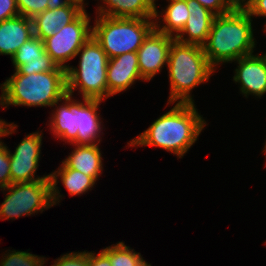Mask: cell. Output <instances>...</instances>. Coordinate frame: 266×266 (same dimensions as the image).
I'll list each match as a JSON object with an SVG mask.
<instances>
[{"label":"cell","instance_id":"1","mask_svg":"<svg viewBox=\"0 0 266 266\" xmlns=\"http://www.w3.org/2000/svg\"><path fill=\"white\" fill-rule=\"evenodd\" d=\"M151 126L127 144L130 147H159L182 158L206 126L194 103H176Z\"/></svg>","mask_w":266,"mask_h":266},{"label":"cell","instance_id":"2","mask_svg":"<svg viewBox=\"0 0 266 266\" xmlns=\"http://www.w3.org/2000/svg\"><path fill=\"white\" fill-rule=\"evenodd\" d=\"M252 17L247 11H230L215 15L203 51L215 69L253 54L256 48Z\"/></svg>","mask_w":266,"mask_h":266},{"label":"cell","instance_id":"3","mask_svg":"<svg viewBox=\"0 0 266 266\" xmlns=\"http://www.w3.org/2000/svg\"><path fill=\"white\" fill-rule=\"evenodd\" d=\"M168 79L170 94L168 105L177 103H194L191 91L201 83L209 81L214 69L202 46L182 43L174 39L169 49Z\"/></svg>","mask_w":266,"mask_h":266},{"label":"cell","instance_id":"4","mask_svg":"<svg viewBox=\"0 0 266 266\" xmlns=\"http://www.w3.org/2000/svg\"><path fill=\"white\" fill-rule=\"evenodd\" d=\"M0 106L52 107L67 94L66 71L13 74L0 84Z\"/></svg>","mask_w":266,"mask_h":266},{"label":"cell","instance_id":"5","mask_svg":"<svg viewBox=\"0 0 266 266\" xmlns=\"http://www.w3.org/2000/svg\"><path fill=\"white\" fill-rule=\"evenodd\" d=\"M79 68L66 69L67 93L76 88L83 98L105 100L108 98L107 65L109 58L101 45L91 36L77 52Z\"/></svg>","mask_w":266,"mask_h":266},{"label":"cell","instance_id":"6","mask_svg":"<svg viewBox=\"0 0 266 266\" xmlns=\"http://www.w3.org/2000/svg\"><path fill=\"white\" fill-rule=\"evenodd\" d=\"M154 18H118L99 16L92 26V36L108 58L137 52L144 39L155 28Z\"/></svg>","mask_w":266,"mask_h":266},{"label":"cell","instance_id":"7","mask_svg":"<svg viewBox=\"0 0 266 266\" xmlns=\"http://www.w3.org/2000/svg\"><path fill=\"white\" fill-rule=\"evenodd\" d=\"M9 191L0 204V219L15 220L22 216L43 212L51 207L50 179L12 183L1 191Z\"/></svg>","mask_w":266,"mask_h":266},{"label":"cell","instance_id":"8","mask_svg":"<svg viewBox=\"0 0 266 266\" xmlns=\"http://www.w3.org/2000/svg\"><path fill=\"white\" fill-rule=\"evenodd\" d=\"M86 11L44 40L45 51L60 67L67 69L66 63L76 58L82 45L92 36L91 19Z\"/></svg>","mask_w":266,"mask_h":266},{"label":"cell","instance_id":"9","mask_svg":"<svg viewBox=\"0 0 266 266\" xmlns=\"http://www.w3.org/2000/svg\"><path fill=\"white\" fill-rule=\"evenodd\" d=\"M42 135V131L25 135L15 152L11 153L9 149L11 184L50 179L49 175L35 176L40 162Z\"/></svg>","mask_w":266,"mask_h":266},{"label":"cell","instance_id":"10","mask_svg":"<svg viewBox=\"0 0 266 266\" xmlns=\"http://www.w3.org/2000/svg\"><path fill=\"white\" fill-rule=\"evenodd\" d=\"M175 37L157 31L155 28L144 39L138 49V64L141 77L150 81L167 65L169 49Z\"/></svg>","mask_w":266,"mask_h":266},{"label":"cell","instance_id":"11","mask_svg":"<svg viewBox=\"0 0 266 266\" xmlns=\"http://www.w3.org/2000/svg\"><path fill=\"white\" fill-rule=\"evenodd\" d=\"M14 74L29 75L48 71H66L45 51L44 41L35 35L22 44L11 58Z\"/></svg>","mask_w":266,"mask_h":266},{"label":"cell","instance_id":"12","mask_svg":"<svg viewBox=\"0 0 266 266\" xmlns=\"http://www.w3.org/2000/svg\"><path fill=\"white\" fill-rule=\"evenodd\" d=\"M234 62L238 63L233 81L240 84V92L248 98L249 95L257 98L266 94V53L264 55L251 54L241 57Z\"/></svg>","mask_w":266,"mask_h":266},{"label":"cell","instance_id":"13","mask_svg":"<svg viewBox=\"0 0 266 266\" xmlns=\"http://www.w3.org/2000/svg\"><path fill=\"white\" fill-rule=\"evenodd\" d=\"M137 80L145 81L140 75L136 52L121 54L109 59L107 65L108 97L126 91Z\"/></svg>","mask_w":266,"mask_h":266},{"label":"cell","instance_id":"14","mask_svg":"<svg viewBox=\"0 0 266 266\" xmlns=\"http://www.w3.org/2000/svg\"><path fill=\"white\" fill-rule=\"evenodd\" d=\"M187 7L190 15L184 28L175 39L182 43L203 46L207 40L215 14L203 7L197 0H187Z\"/></svg>","mask_w":266,"mask_h":266},{"label":"cell","instance_id":"15","mask_svg":"<svg viewBox=\"0 0 266 266\" xmlns=\"http://www.w3.org/2000/svg\"><path fill=\"white\" fill-rule=\"evenodd\" d=\"M73 96L66 94L61 101L55 102L52 107L53 111L50 118V131L55 138L63 140L74 146L77 144V100ZM63 101V102H62ZM65 101V102H64ZM59 102H62L60 105ZM60 106H58V105ZM57 105V106H56ZM57 107V108H56Z\"/></svg>","mask_w":266,"mask_h":266},{"label":"cell","instance_id":"16","mask_svg":"<svg viewBox=\"0 0 266 266\" xmlns=\"http://www.w3.org/2000/svg\"><path fill=\"white\" fill-rule=\"evenodd\" d=\"M77 101V144H100L101 118L97 111L104 100L83 98ZM81 101V102H80Z\"/></svg>","mask_w":266,"mask_h":266},{"label":"cell","instance_id":"17","mask_svg":"<svg viewBox=\"0 0 266 266\" xmlns=\"http://www.w3.org/2000/svg\"><path fill=\"white\" fill-rule=\"evenodd\" d=\"M83 11V8L72 2L58 9H47L32 19L34 35L44 41L74 21Z\"/></svg>","mask_w":266,"mask_h":266},{"label":"cell","instance_id":"18","mask_svg":"<svg viewBox=\"0 0 266 266\" xmlns=\"http://www.w3.org/2000/svg\"><path fill=\"white\" fill-rule=\"evenodd\" d=\"M33 36L30 18L18 15L0 22V55H9L11 59L19 47Z\"/></svg>","mask_w":266,"mask_h":266},{"label":"cell","instance_id":"19","mask_svg":"<svg viewBox=\"0 0 266 266\" xmlns=\"http://www.w3.org/2000/svg\"><path fill=\"white\" fill-rule=\"evenodd\" d=\"M49 177L51 182V201L54 206L59 204L60 198L62 199L63 196L60 194L58 189L59 187L57 186L59 183V180L57 179L59 177L71 197L91 191L97 181L94 177L87 176L80 171L70 169L63 162L60 167H58L57 171H53L49 174Z\"/></svg>","mask_w":266,"mask_h":266},{"label":"cell","instance_id":"20","mask_svg":"<svg viewBox=\"0 0 266 266\" xmlns=\"http://www.w3.org/2000/svg\"><path fill=\"white\" fill-rule=\"evenodd\" d=\"M103 1V2H102ZM99 16L118 18H154L156 0H101Z\"/></svg>","mask_w":266,"mask_h":266},{"label":"cell","instance_id":"21","mask_svg":"<svg viewBox=\"0 0 266 266\" xmlns=\"http://www.w3.org/2000/svg\"><path fill=\"white\" fill-rule=\"evenodd\" d=\"M74 145V150L62 162L70 169L80 171L98 180L103 171V157L101 156L99 144Z\"/></svg>","mask_w":266,"mask_h":266},{"label":"cell","instance_id":"22","mask_svg":"<svg viewBox=\"0 0 266 266\" xmlns=\"http://www.w3.org/2000/svg\"><path fill=\"white\" fill-rule=\"evenodd\" d=\"M189 15L187 0H168L166 9L161 11L155 5L154 27L161 33L176 37L184 28ZM162 22L163 25L160 24Z\"/></svg>","mask_w":266,"mask_h":266},{"label":"cell","instance_id":"23","mask_svg":"<svg viewBox=\"0 0 266 266\" xmlns=\"http://www.w3.org/2000/svg\"><path fill=\"white\" fill-rule=\"evenodd\" d=\"M102 251L109 257L111 266H151L143 259L141 253L126 246L125 242H118Z\"/></svg>","mask_w":266,"mask_h":266},{"label":"cell","instance_id":"24","mask_svg":"<svg viewBox=\"0 0 266 266\" xmlns=\"http://www.w3.org/2000/svg\"><path fill=\"white\" fill-rule=\"evenodd\" d=\"M44 257L27 251L9 250L2 255L0 266H45L47 259Z\"/></svg>","mask_w":266,"mask_h":266},{"label":"cell","instance_id":"25","mask_svg":"<svg viewBox=\"0 0 266 266\" xmlns=\"http://www.w3.org/2000/svg\"><path fill=\"white\" fill-rule=\"evenodd\" d=\"M47 2V0H16L19 14L30 19L47 10Z\"/></svg>","mask_w":266,"mask_h":266},{"label":"cell","instance_id":"26","mask_svg":"<svg viewBox=\"0 0 266 266\" xmlns=\"http://www.w3.org/2000/svg\"><path fill=\"white\" fill-rule=\"evenodd\" d=\"M51 266H89V252H70L61 255Z\"/></svg>","mask_w":266,"mask_h":266},{"label":"cell","instance_id":"27","mask_svg":"<svg viewBox=\"0 0 266 266\" xmlns=\"http://www.w3.org/2000/svg\"><path fill=\"white\" fill-rule=\"evenodd\" d=\"M11 184L9 149L0 137V189Z\"/></svg>","mask_w":266,"mask_h":266},{"label":"cell","instance_id":"28","mask_svg":"<svg viewBox=\"0 0 266 266\" xmlns=\"http://www.w3.org/2000/svg\"><path fill=\"white\" fill-rule=\"evenodd\" d=\"M18 15L16 0H0V22Z\"/></svg>","mask_w":266,"mask_h":266},{"label":"cell","instance_id":"29","mask_svg":"<svg viewBox=\"0 0 266 266\" xmlns=\"http://www.w3.org/2000/svg\"><path fill=\"white\" fill-rule=\"evenodd\" d=\"M203 7L209 9L215 15H222L230 12L225 0H197Z\"/></svg>","mask_w":266,"mask_h":266},{"label":"cell","instance_id":"30","mask_svg":"<svg viewBox=\"0 0 266 266\" xmlns=\"http://www.w3.org/2000/svg\"><path fill=\"white\" fill-rule=\"evenodd\" d=\"M89 266H111L109 257L103 252H89Z\"/></svg>","mask_w":266,"mask_h":266},{"label":"cell","instance_id":"31","mask_svg":"<svg viewBox=\"0 0 266 266\" xmlns=\"http://www.w3.org/2000/svg\"><path fill=\"white\" fill-rule=\"evenodd\" d=\"M230 11H248L254 0H225Z\"/></svg>","mask_w":266,"mask_h":266},{"label":"cell","instance_id":"32","mask_svg":"<svg viewBox=\"0 0 266 266\" xmlns=\"http://www.w3.org/2000/svg\"><path fill=\"white\" fill-rule=\"evenodd\" d=\"M248 14L253 18L257 17H266V0H254L253 5L247 11Z\"/></svg>","mask_w":266,"mask_h":266},{"label":"cell","instance_id":"33","mask_svg":"<svg viewBox=\"0 0 266 266\" xmlns=\"http://www.w3.org/2000/svg\"><path fill=\"white\" fill-rule=\"evenodd\" d=\"M48 5L47 9L48 10H53V9H58L60 7L67 6L70 1L69 0H47Z\"/></svg>","mask_w":266,"mask_h":266},{"label":"cell","instance_id":"34","mask_svg":"<svg viewBox=\"0 0 266 266\" xmlns=\"http://www.w3.org/2000/svg\"><path fill=\"white\" fill-rule=\"evenodd\" d=\"M70 2H72V3H75V4H77V5H79L81 8H83L84 10H86L85 9V0H69Z\"/></svg>","mask_w":266,"mask_h":266},{"label":"cell","instance_id":"35","mask_svg":"<svg viewBox=\"0 0 266 266\" xmlns=\"http://www.w3.org/2000/svg\"><path fill=\"white\" fill-rule=\"evenodd\" d=\"M264 154L266 155V141H265V146H264Z\"/></svg>","mask_w":266,"mask_h":266}]
</instances>
